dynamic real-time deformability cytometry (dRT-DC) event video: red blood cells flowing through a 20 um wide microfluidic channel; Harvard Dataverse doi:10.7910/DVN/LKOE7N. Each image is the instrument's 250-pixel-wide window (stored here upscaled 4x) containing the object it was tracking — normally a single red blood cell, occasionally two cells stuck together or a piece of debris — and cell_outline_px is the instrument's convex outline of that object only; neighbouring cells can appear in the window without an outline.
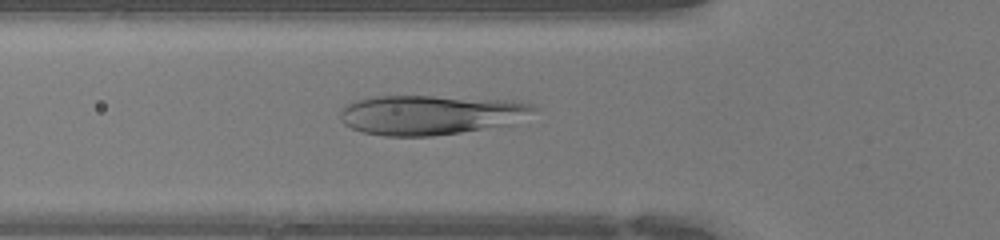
{"species": "human", "species_latin": "Homo sapiens", "temperature_condition": "warm", "stored_images_in_passage": 43, "camera_frame_rate_fps": 3000, "um_per_image_px": 0.085, "donor": {"sex": "female"}, "frame": {"image": 1, "passage_image": 14, "time_ms": 4.333, "image_size_px": [1000, 240], "cell_outline_px": [[540, 108], [512, 124], [460, 132], [432, 136], [384, 136], [364, 132], [352, 128], [344, 124], [340, 120], [340, 108], [356, 100], [376, 96], [432, 96], [516, 100], [536, 104]], "centroid_in_image_um": [36.63, 9.75], "position_along_channel_um": 89.2, "area_um2": 44.97}}
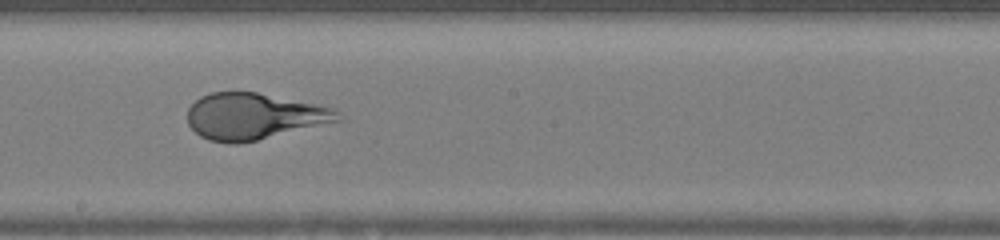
{"frame": {"image": 2, "passage_image": 23, "time_ms": 7.333, "image_size_px": [1000, 240], "cell_outline_px": [[344, 120], [256, 140], [236, 144], [232, 144], [208, 140], [200, 136], [188, 124], [188, 108], [200, 96], [212, 92], [256, 92], [332, 108], [340, 112]], "centroid_in_image_um": [21.57, 9.89], "position_along_channel_um": 226.6, "area_um2": 40.34}}
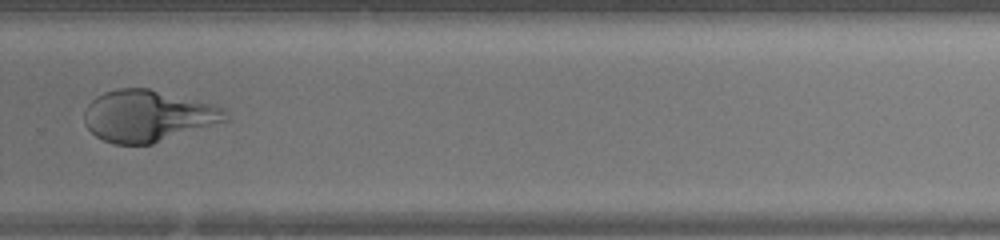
{"frame": {"image": 3, "passage_image": 29, "time_ms": 9.333, "image_size_px": [1000, 240], "cell_outline_px": [[228, 120], [152, 144], [112, 144], [96, 136], [84, 124], [84, 112], [88, 104], [96, 96], [104, 92], [116, 88], [148, 88], [216, 104], [224, 108], [228, 112]], "centroid_in_image_um": [12.57, 9.84], "position_along_channel_um": 317.2, "area_um2": 42.6}}